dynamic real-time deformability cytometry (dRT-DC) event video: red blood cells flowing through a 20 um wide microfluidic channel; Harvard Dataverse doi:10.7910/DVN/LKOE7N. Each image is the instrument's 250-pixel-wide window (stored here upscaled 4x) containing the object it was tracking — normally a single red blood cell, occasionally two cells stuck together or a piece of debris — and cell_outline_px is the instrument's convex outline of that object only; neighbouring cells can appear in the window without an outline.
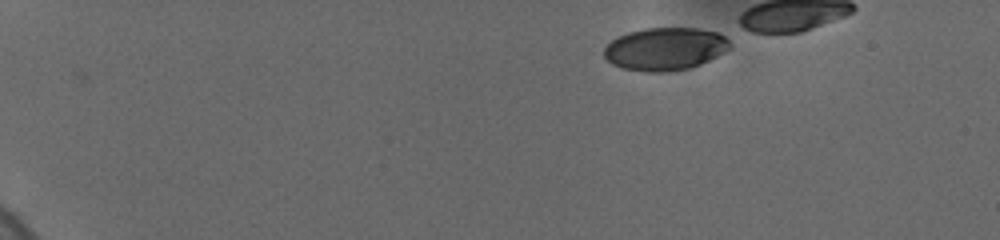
{"species": "human", "species_latin": "Homo sapiens", "temperature_condition": "cold", "stored_images_in_passage": 50, "camera_frame_rate_fps": 3000, "um_per_image_px": 0.085, "donor": {"sex": "female"}, "frame": {"image": 1, "passage_image": 1, "time_ms": 0.0, "image_size_px": [1000, 240], "cell_outline_px": [[732, 48], [700, 64], [688, 68], [668, 72], [648, 72], [624, 68], [612, 64], [604, 56], [604, 48], [616, 36], [628, 32], [644, 28], [700, 28], [716, 32], [724, 36], [732, 44]], "centroid_in_image_um": [56.53, 4.15], "position_along_channel_um": 28.5, "area_um2": 31.39}}
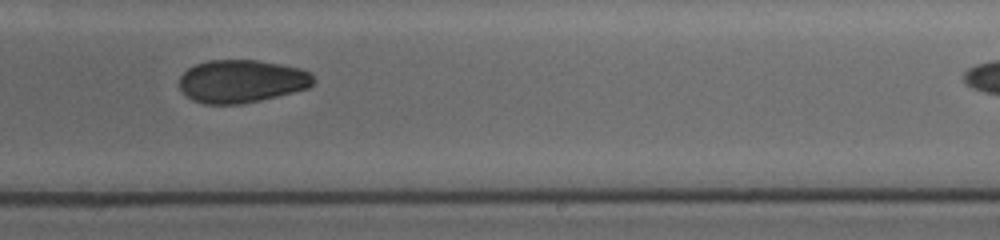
{"frame": {"image": 2, "passage_image": 36, "time_ms": 9.667, "image_size_px": [1000, 240], "cell_outline_px": [[312, 84], [308, 88], [260, 100], [240, 104], [204, 104], [192, 100], [180, 88], [180, 76], [188, 68], [196, 64], [208, 60], [256, 60], [280, 64], [300, 68], [308, 72], [312, 76]], "centroid_in_image_um": [20.5, 6.9], "position_along_channel_um": 268.5, "area_um2": 33.23}}
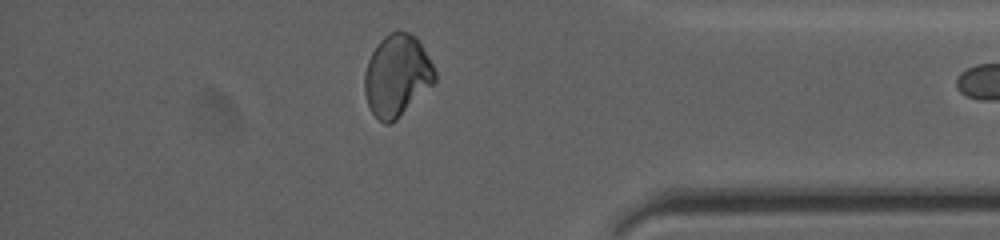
{"frame": {"image": 3, "passage_image": 48, "time_ms": 13.667, "image_size_px": [1000, 240], "cell_outline_px": [[436, 80], [396, 120], [388, 124], [384, 124], [372, 112], [368, 104], [364, 92], [364, 72], [368, 60], [372, 52], [380, 40], [384, 36], [396, 28], [408, 32], [416, 36], [428, 56], [436, 72]], "centroid_in_image_um": [33.72, 6.38], "position_along_channel_um": 401.5, "area_um2": 33.41}}